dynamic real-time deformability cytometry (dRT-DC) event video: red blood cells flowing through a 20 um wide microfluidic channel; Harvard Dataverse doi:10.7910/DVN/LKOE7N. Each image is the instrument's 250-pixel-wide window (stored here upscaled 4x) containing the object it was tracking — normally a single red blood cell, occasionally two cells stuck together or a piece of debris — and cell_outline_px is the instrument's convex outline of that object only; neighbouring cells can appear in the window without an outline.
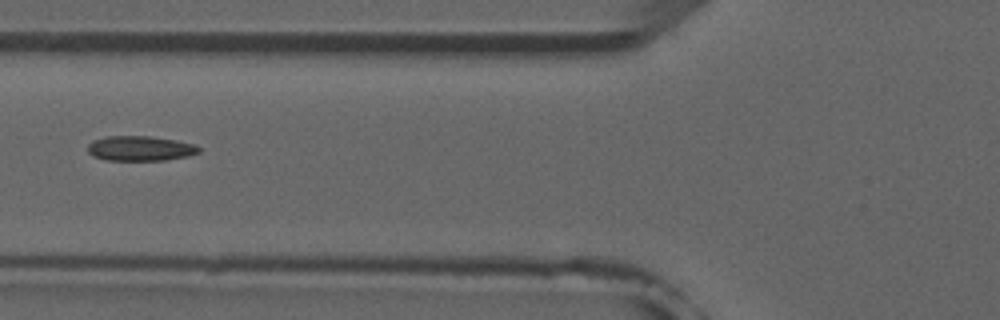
{"species": "common noctule bat (a hibernating species)", "species_latin": "Nyctalus noctula", "temperature_condition": "room temperature", "stored_images_in_passage": 6, "camera_frame_rate_fps": 3000, "um_per_image_px": 0.085, "animal": {"sex": "male", "forearm_length_mm": 52.5}, "frame": {"image": 1, "passage_image": 5, "time_ms": 5.667, "image_size_px": [1000, 320], "cell_outline_px": [[200, 152], [188, 156], [164, 160], [104, 160], [92, 156], [88, 152], [88, 144], [92, 140], [104, 136], [148, 136], [176, 140], [196, 144], [200, 148]], "centroid_in_image_um": [11.9, 12.61], "position_along_channel_um": 113.9, "area_um2": 16.3}}
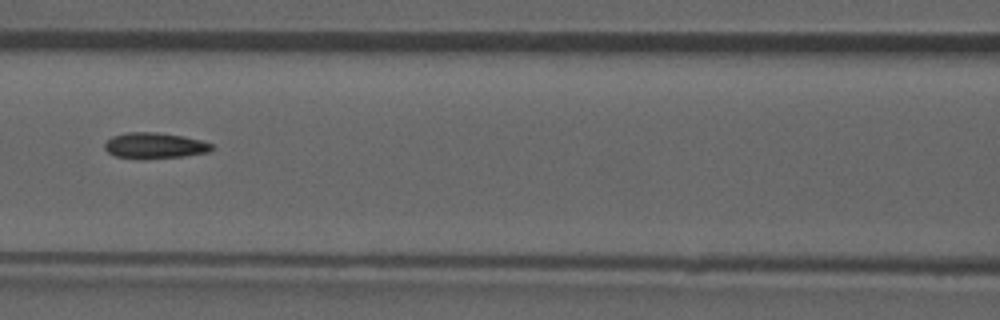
{"frame": {"image": 2, "passage_image": 6, "time_ms": 6.667, "image_size_px": [1000, 320], "cell_outline_px": [[212, 148], [208, 152], [184, 156], [116, 156], [108, 152], [104, 148], [104, 144], [112, 136], [124, 132], [156, 132], [184, 136], [200, 140], [212, 144]], "centroid_in_image_um": [13.15, 12.32], "position_along_channel_um": 153.5, "area_um2": 15.32}}